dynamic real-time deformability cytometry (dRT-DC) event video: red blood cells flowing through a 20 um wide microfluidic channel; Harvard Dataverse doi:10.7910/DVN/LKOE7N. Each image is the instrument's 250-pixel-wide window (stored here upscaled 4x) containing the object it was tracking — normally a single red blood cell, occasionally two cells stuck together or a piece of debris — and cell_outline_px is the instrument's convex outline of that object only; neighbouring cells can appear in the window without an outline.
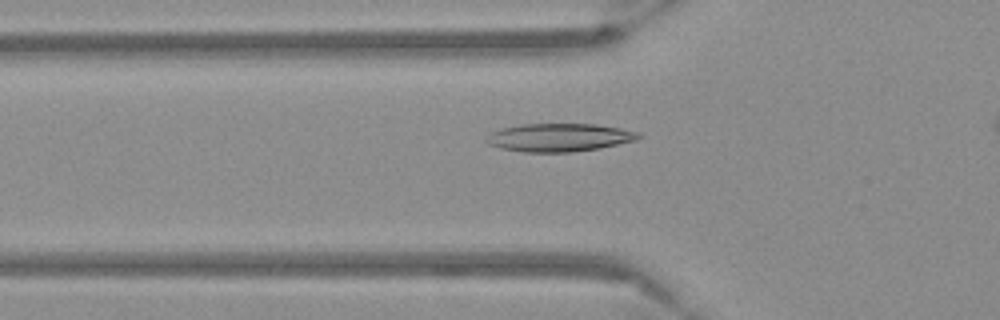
{"species": "Egyptian fruit bat (a non-hibernating species)", "species_latin": "Rousettus aegyptiacus", "temperature_condition": "warm", "stored_images_in_passage": 40, "camera_frame_rate_fps": 3000, "um_per_image_px": 0.085, "frame": {"image": 1, "passage_image": 10, "time_ms": 3.0, "image_size_px": [1000, 320], "cell_outline_px": [[640, 136], [636, 140], [600, 148], [572, 152], [524, 152], [500, 148], [488, 144], [484, 140], [492, 132], [500, 128], [520, 124], [596, 124], [620, 128], [640, 132]], "centroid_in_image_um": [47.51, 11.68], "position_along_channel_um": 78.3, "area_um2": 24.97}}
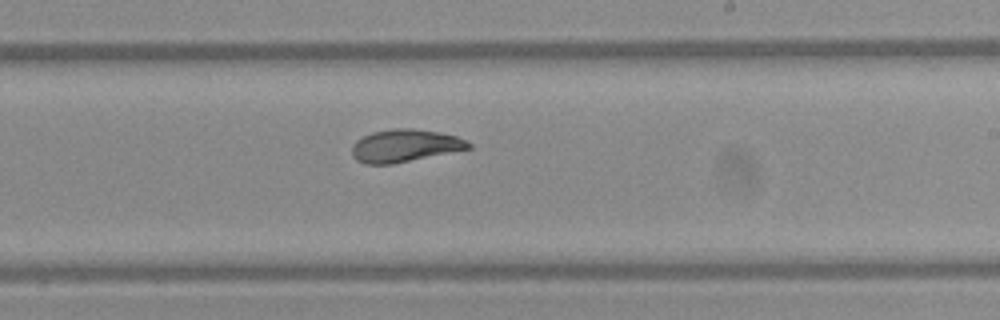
{"frame": {"image": 2, "passage_image": 24, "time_ms": 7.667, "image_size_px": [1000, 320], "cell_outline_px": [[472, 148], [392, 164], [364, 164], [356, 160], [352, 156], [352, 144], [356, 140], [372, 132], [392, 128], [412, 128], [440, 132], [456, 136], [472, 144]], "centroid_in_image_um": [34.39, 12.38], "position_along_channel_um": 254.6, "area_um2": 22.2}}
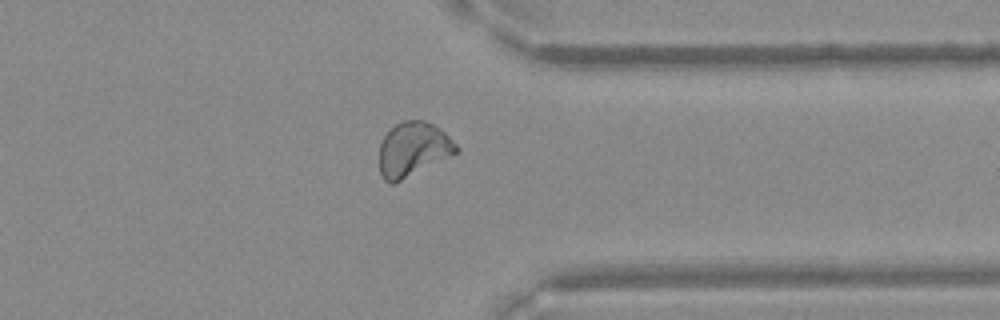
{"frame": {"image": 3, "passage_image": 34, "time_ms": 11.0, "image_size_px": [1000, 320], "cell_outline_px": [[460, 148], [456, 152], [392, 184], [384, 180], [380, 172], [380, 144], [384, 136], [396, 124], [404, 120], [424, 120], [432, 124], [444, 132]], "centroid_in_image_um": [35.08, 12.66], "position_along_channel_um": 376.3, "area_um2": 23.58}}